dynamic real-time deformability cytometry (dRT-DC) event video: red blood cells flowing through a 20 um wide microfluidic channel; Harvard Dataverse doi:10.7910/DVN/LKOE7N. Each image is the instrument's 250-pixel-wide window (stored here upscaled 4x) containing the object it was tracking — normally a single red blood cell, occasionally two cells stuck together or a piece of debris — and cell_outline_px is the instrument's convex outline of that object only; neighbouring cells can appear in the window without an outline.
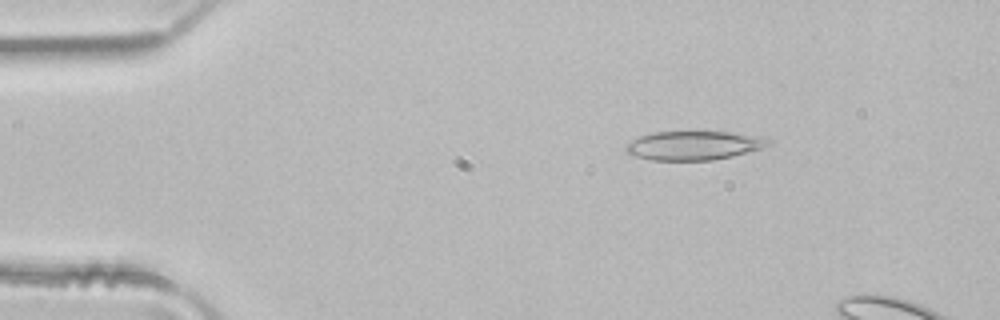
{"species": "common noctule bat (a hibernating species)", "species_latin": "Nyctalus noctula", "temperature_condition": "room temperature", "stored_images_in_passage": 3, "camera_frame_rate_fps": 3000, "um_per_image_px": 0.085, "animal": {"sex": "male", "body_mass_g": 21.5, "forearm_length_mm": 52.0}, "frame": {"image": 1, "passage_image": 1, "time_ms": 0.0, "image_size_px": [1000, 320], "cell_outline_px": [[772, 144], [748, 152], [732, 156], [712, 160], [652, 160], [632, 156], [624, 148], [632, 140], [640, 136], [652, 132], [728, 132], [760, 136], [772, 140]], "centroid_in_image_um": [58.98, 12.37], "position_along_channel_um": 26.0, "area_um2": 23.93}}